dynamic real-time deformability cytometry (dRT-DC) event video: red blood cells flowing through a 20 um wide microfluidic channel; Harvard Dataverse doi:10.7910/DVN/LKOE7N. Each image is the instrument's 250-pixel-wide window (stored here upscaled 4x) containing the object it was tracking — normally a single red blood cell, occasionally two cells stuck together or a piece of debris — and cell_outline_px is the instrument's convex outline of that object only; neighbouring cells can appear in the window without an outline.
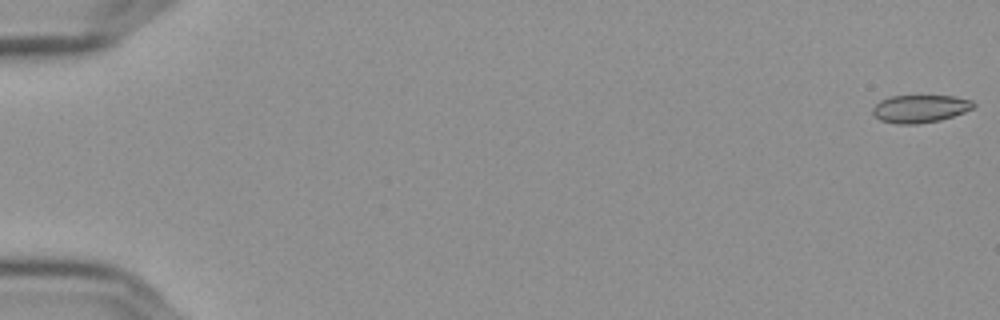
{"species": "Egyptian fruit bat (a non-hibernating species)", "species_latin": "Rousettus aegyptiacus", "temperature_condition": "cold", "stored_images_in_passage": 9, "camera_frame_rate_fps": 3000, "um_per_image_px": 0.085, "frame": {"image": 1, "passage_image": 1, "time_ms": 0.0, "image_size_px": [1000, 320], "cell_outline_px": [[976, 104], [972, 108], [964, 112], [940, 120], [916, 124], [896, 124], [880, 120], [872, 112], [872, 108], [880, 100], [892, 96], [952, 96], [972, 100]], "centroid_in_image_um": [78.19, 9.24], "position_along_channel_um": 6.8, "area_um2": 16.18}}